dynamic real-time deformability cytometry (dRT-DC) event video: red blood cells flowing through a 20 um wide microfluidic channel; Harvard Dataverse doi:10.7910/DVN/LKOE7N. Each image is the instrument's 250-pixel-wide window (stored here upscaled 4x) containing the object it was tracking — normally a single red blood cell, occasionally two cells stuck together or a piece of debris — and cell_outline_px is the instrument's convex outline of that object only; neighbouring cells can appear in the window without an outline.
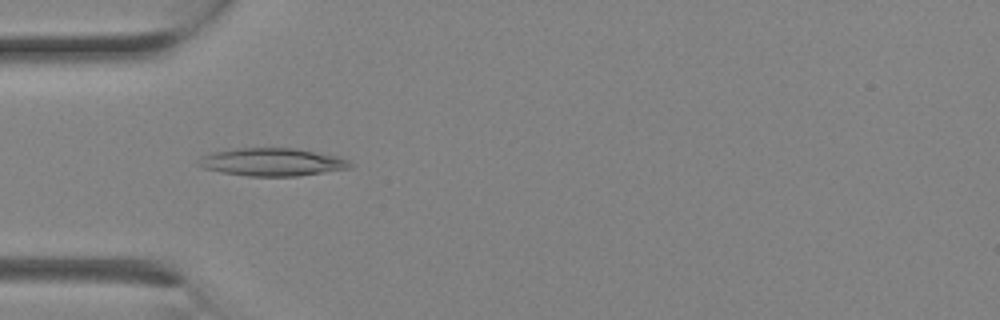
{"species": "Egyptian fruit bat (a non-hibernating species)", "species_latin": "Rousettus aegyptiacus", "temperature_condition": "room temperature", "stored_images_in_passage": 1, "camera_frame_rate_fps": 3000, "um_per_image_px": 0.085, "animal": {"sex": "female"}, "frame": {"image": 1, "passage_image": 1, "time_ms": 0.0, "image_size_px": [1000, 320], "cell_outline_px": [[352, 168], [296, 176], [248, 176], [220, 172], [204, 168], [196, 164], [196, 160], [200, 156], [212, 152], [232, 148], [296, 148], [340, 156], [348, 160], [352, 164]], "centroid_in_image_um": [23.1, 13.76], "position_along_channel_um": 61.9, "area_um2": 24.91}}